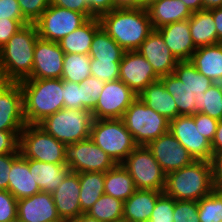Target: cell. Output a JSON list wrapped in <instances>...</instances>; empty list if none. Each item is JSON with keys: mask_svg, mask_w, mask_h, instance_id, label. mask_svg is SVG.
Instances as JSON below:
<instances>
[{"mask_svg": "<svg viewBox=\"0 0 222 222\" xmlns=\"http://www.w3.org/2000/svg\"><path fill=\"white\" fill-rule=\"evenodd\" d=\"M101 28L125 51H136L154 31L147 9H113L99 17Z\"/></svg>", "mask_w": 222, "mask_h": 222, "instance_id": "6da1fadb", "label": "cell"}, {"mask_svg": "<svg viewBox=\"0 0 222 222\" xmlns=\"http://www.w3.org/2000/svg\"><path fill=\"white\" fill-rule=\"evenodd\" d=\"M39 38L34 23L24 25L0 49V77L19 83L31 76L34 47Z\"/></svg>", "mask_w": 222, "mask_h": 222, "instance_id": "7a4b0ae2", "label": "cell"}, {"mask_svg": "<svg viewBox=\"0 0 222 222\" xmlns=\"http://www.w3.org/2000/svg\"><path fill=\"white\" fill-rule=\"evenodd\" d=\"M19 84L23 92V116L26 124L38 125L64 108L62 79H25Z\"/></svg>", "mask_w": 222, "mask_h": 222, "instance_id": "3957f363", "label": "cell"}, {"mask_svg": "<svg viewBox=\"0 0 222 222\" xmlns=\"http://www.w3.org/2000/svg\"><path fill=\"white\" fill-rule=\"evenodd\" d=\"M213 190L211 162L194 160L190 165L166 174L163 193L175 200L199 201Z\"/></svg>", "mask_w": 222, "mask_h": 222, "instance_id": "277c9868", "label": "cell"}, {"mask_svg": "<svg viewBox=\"0 0 222 222\" xmlns=\"http://www.w3.org/2000/svg\"><path fill=\"white\" fill-rule=\"evenodd\" d=\"M92 113L85 109L62 108L51 114L38 126L64 145L90 138Z\"/></svg>", "mask_w": 222, "mask_h": 222, "instance_id": "5b68a950", "label": "cell"}, {"mask_svg": "<svg viewBox=\"0 0 222 222\" xmlns=\"http://www.w3.org/2000/svg\"><path fill=\"white\" fill-rule=\"evenodd\" d=\"M90 138L116 164H122L138 146L122 119H93Z\"/></svg>", "mask_w": 222, "mask_h": 222, "instance_id": "8992f818", "label": "cell"}, {"mask_svg": "<svg viewBox=\"0 0 222 222\" xmlns=\"http://www.w3.org/2000/svg\"><path fill=\"white\" fill-rule=\"evenodd\" d=\"M122 120L138 146H147L169 131L170 121L148 107L139 97L124 112Z\"/></svg>", "mask_w": 222, "mask_h": 222, "instance_id": "52a82bcc", "label": "cell"}, {"mask_svg": "<svg viewBox=\"0 0 222 222\" xmlns=\"http://www.w3.org/2000/svg\"><path fill=\"white\" fill-rule=\"evenodd\" d=\"M18 148L25 159L65 164V145L38 125L26 124L19 135Z\"/></svg>", "mask_w": 222, "mask_h": 222, "instance_id": "ba28073f", "label": "cell"}, {"mask_svg": "<svg viewBox=\"0 0 222 222\" xmlns=\"http://www.w3.org/2000/svg\"><path fill=\"white\" fill-rule=\"evenodd\" d=\"M122 165L131 175L136 189L164 191L166 173L147 146H137Z\"/></svg>", "mask_w": 222, "mask_h": 222, "instance_id": "9c48e42d", "label": "cell"}, {"mask_svg": "<svg viewBox=\"0 0 222 222\" xmlns=\"http://www.w3.org/2000/svg\"><path fill=\"white\" fill-rule=\"evenodd\" d=\"M87 20L83 13L50 4L34 24L39 38L59 43Z\"/></svg>", "mask_w": 222, "mask_h": 222, "instance_id": "30bf717a", "label": "cell"}, {"mask_svg": "<svg viewBox=\"0 0 222 222\" xmlns=\"http://www.w3.org/2000/svg\"><path fill=\"white\" fill-rule=\"evenodd\" d=\"M65 164L72 172H106L116 165L91 138L65 145Z\"/></svg>", "mask_w": 222, "mask_h": 222, "instance_id": "8fae6325", "label": "cell"}, {"mask_svg": "<svg viewBox=\"0 0 222 222\" xmlns=\"http://www.w3.org/2000/svg\"><path fill=\"white\" fill-rule=\"evenodd\" d=\"M137 95L120 79L105 82L94 109L93 119H122Z\"/></svg>", "mask_w": 222, "mask_h": 222, "instance_id": "7c38bea8", "label": "cell"}, {"mask_svg": "<svg viewBox=\"0 0 222 222\" xmlns=\"http://www.w3.org/2000/svg\"><path fill=\"white\" fill-rule=\"evenodd\" d=\"M169 131L194 160L211 162L213 157L211 142L200 134L193 115H179L170 120Z\"/></svg>", "mask_w": 222, "mask_h": 222, "instance_id": "4fadbf2b", "label": "cell"}, {"mask_svg": "<svg viewBox=\"0 0 222 222\" xmlns=\"http://www.w3.org/2000/svg\"><path fill=\"white\" fill-rule=\"evenodd\" d=\"M119 79L137 96L160 79L148 61L136 50L125 51L120 62Z\"/></svg>", "mask_w": 222, "mask_h": 222, "instance_id": "5bb4252c", "label": "cell"}, {"mask_svg": "<svg viewBox=\"0 0 222 222\" xmlns=\"http://www.w3.org/2000/svg\"><path fill=\"white\" fill-rule=\"evenodd\" d=\"M64 55L58 42L38 38L34 47L33 70L28 79H61Z\"/></svg>", "mask_w": 222, "mask_h": 222, "instance_id": "9a60e30c", "label": "cell"}, {"mask_svg": "<svg viewBox=\"0 0 222 222\" xmlns=\"http://www.w3.org/2000/svg\"><path fill=\"white\" fill-rule=\"evenodd\" d=\"M147 148L166 174L190 165L194 161L170 131L152 140Z\"/></svg>", "mask_w": 222, "mask_h": 222, "instance_id": "2e32d148", "label": "cell"}, {"mask_svg": "<svg viewBox=\"0 0 222 222\" xmlns=\"http://www.w3.org/2000/svg\"><path fill=\"white\" fill-rule=\"evenodd\" d=\"M25 126L22 88L19 83L7 82L0 89V130L22 131Z\"/></svg>", "mask_w": 222, "mask_h": 222, "instance_id": "e0dca14e", "label": "cell"}, {"mask_svg": "<svg viewBox=\"0 0 222 222\" xmlns=\"http://www.w3.org/2000/svg\"><path fill=\"white\" fill-rule=\"evenodd\" d=\"M137 51L148 61L159 77L172 74L179 62L157 30L144 40Z\"/></svg>", "mask_w": 222, "mask_h": 222, "instance_id": "ac0fdd59", "label": "cell"}, {"mask_svg": "<svg viewBox=\"0 0 222 222\" xmlns=\"http://www.w3.org/2000/svg\"><path fill=\"white\" fill-rule=\"evenodd\" d=\"M60 218L51 193L38 192L18 200L17 222H48Z\"/></svg>", "mask_w": 222, "mask_h": 222, "instance_id": "d6986e66", "label": "cell"}, {"mask_svg": "<svg viewBox=\"0 0 222 222\" xmlns=\"http://www.w3.org/2000/svg\"><path fill=\"white\" fill-rule=\"evenodd\" d=\"M51 194L60 218L74 220L82 214L79 173L71 171Z\"/></svg>", "mask_w": 222, "mask_h": 222, "instance_id": "ffe728a7", "label": "cell"}, {"mask_svg": "<svg viewBox=\"0 0 222 222\" xmlns=\"http://www.w3.org/2000/svg\"><path fill=\"white\" fill-rule=\"evenodd\" d=\"M156 30L178 61H189L197 50L190 34L189 19L170 23Z\"/></svg>", "mask_w": 222, "mask_h": 222, "instance_id": "44dd1931", "label": "cell"}, {"mask_svg": "<svg viewBox=\"0 0 222 222\" xmlns=\"http://www.w3.org/2000/svg\"><path fill=\"white\" fill-rule=\"evenodd\" d=\"M8 176V191L17 200L31 197L41 191L29 171V159H25L21 154L12 162Z\"/></svg>", "mask_w": 222, "mask_h": 222, "instance_id": "7402d4cb", "label": "cell"}, {"mask_svg": "<svg viewBox=\"0 0 222 222\" xmlns=\"http://www.w3.org/2000/svg\"><path fill=\"white\" fill-rule=\"evenodd\" d=\"M161 191L137 189L123 202V220L128 222H148Z\"/></svg>", "mask_w": 222, "mask_h": 222, "instance_id": "603a6c76", "label": "cell"}, {"mask_svg": "<svg viewBox=\"0 0 222 222\" xmlns=\"http://www.w3.org/2000/svg\"><path fill=\"white\" fill-rule=\"evenodd\" d=\"M29 171L42 192L53 193L71 172V168L66 164H53L29 159Z\"/></svg>", "mask_w": 222, "mask_h": 222, "instance_id": "cb8c5ba5", "label": "cell"}, {"mask_svg": "<svg viewBox=\"0 0 222 222\" xmlns=\"http://www.w3.org/2000/svg\"><path fill=\"white\" fill-rule=\"evenodd\" d=\"M189 61L213 83H222V43L197 48Z\"/></svg>", "mask_w": 222, "mask_h": 222, "instance_id": "d4e9b609", "label": "cell"}, {"mask_svg": "<svg viewBox=\"0 0 222 222\" xmlns=\"http://www.w3.org/2000/svg\"><path fill=\"white\" fill-rule=\"evenodd\" d=\"M154 30L189 19L192 12L181 0H158L147 9Z\"/></svg>", "mask_w": 222, "mask_h": 222, "instance_id": "484cf974", "label": "cell"}, {"mask_svg": "<svg viewBox=\"0 0 222 222\" xmlns=\"http://www.w3.org/2000/svg\"><path fill=\"white\" fill-rule=\"evenodd\" d=\"M137 97L169 121L180 115L173 96L160 80L149 84Z\"/></svg>", "mask_w": 222, "mask_h": 222, "instance_id": "4316f807", "label": "cell"}, {"mask_svg": "<svg viewBox=\"0 0 222 222\" xmlns=\"http://www.w3.org/2000/svg\"><path fill=\"white\" fill-rule=\"evenodd\" d=\"M100 27L99 18H90L82 26L65 36L59 45L65 54L88 55L95 32Z\"/></svg>", "mask_w": 222, "mask_h": 222, "instance_id": "83f0119b", "label": "cell"}, {"mask_svg": "<svg viewBox=\"0 0 222 222\" xmlns=\"http://www.w3.org/2000/svg\"><path fill=\"white\" fill-rule=\"evenodd\" d=\"M192 41L196 48L219 44L216 24L209 10L194 12L189 18Z\"/></svg>", "mask_w": 222, "mask_h": 222, "instance_id": "f1b7e54d", "label": "cell"}, {"mask_svg": "<svg viewBox=\"0 0 222 222\" xmlns=\"http://www.w3.org/2000/svg\"><path fill=\"white\" fill-rule=\"evenodd\" d=\"M136 190L131 175L122 164L105 172L104 194L125 202Z\"/></svg>", "mask_w": 222, "mask_h": 222, "instance_id": "f546056e", "label": "cell"}, {"mask_svg": "<svg viewBox=\"0 0 222 222\" xmlns=\"http://www.w3.org/2000/svg\"><path fill=\"white\" fill-rule=\"evenodd\" d=\"M166 91L173 96L180 115L196 114V95L172 73L159 79Z\"/></svg>", "mask_w": 222, "mask_h": 222, "instance_id": "4dcf8cb0", "label": "cell"}, {"mask_svg": "<svg viewBox=\"0 0 222 222\" xmlns=\"http://www.w3.org/2000/svg\"><path fill=\"white\" fill-rule=\"evenodd\" d=\"M80 207L87 213L93 204L104 194V172H80Z\"/></svg>", "mask_w": 222, "mask_h": 222, "instance_id": "1f68e13d", "label": "cell"}, {"mask_svg": "<svg viewBox=\"0 0 222 222\" xmlns=\"http://www.w3.org/2000/svg\"><path fill=\"white\" fill-rule=\"evenodd\" d=\"M125 50L101 27L95 32L89 56L91 59L121 62Z\"/></svg>", "mask_w": 222, "mask_h": 222, "instance_id": "d6a6232c", "label": "cell"}, {"mask_svg": "<svg viewBox=\"0 0 222 222\" xmlns=\"http://www.w3.org/2000/svg\"><path fill=\"white\" fill-rule=\"evenodd\" d=\"M173 73L195 95L205 93L214 84L210 78L201 74L190 61H179Z\"/></svg>", "mask_w": 222, "mask_h": 222, "instance_id": "836d02e7", "label": "cell"}, {"mask_svg": "<svg viewBox=\"0 0 222 222\" xmlns=\"http://www.w3.org/2000/svg\"><path fill=\"white\" fill-rule=\"evenodd\" d=\"M91 58L84 54H65L61 79L68 82L82 83L91 75Z\"/></svg>", "mask_w": 222, "mask_h": 222, "instance_id": "e575fe53", "label": "cell"}, {"mask_svg": "<svg viewBox=\"0 0 222 222\" xmlns=\"http://www.w3.org/2000/svg\"><path fill=\"white\" fill-rule=\"evenodd\" d=\"M87 214L102 222L123 220V201L113 196L102 194L88 210Z\"/></svg>", "mask_w": 222, "mask_h": 222, "instance_id": "d590c367", "label": "cell"}, {"mask_svg": "<svg viewBox=\"0 0 222 222\" xmlns=\"http://www.w3.org/2000/svg\"><path fill=\"white\" fill-rule=\"evenodd\" d=\"M196 113L222 120V83H214L205 93L196 95Z\"/></svg>", "mask_w": 222, "mask_h": 222, "instance_id": "8d00e7d4", "label": "cell"}, {"mask_svg": "<svg viewBox=\"0 0 222 222\" xmlns=\"http://www.w3.org/2000/svg\"><path fill=\"white\" fill-rule=\"evenodd\" d=\"M200 222H222V191L213 190L198 201Z\"/></svg>", "mask_w": 222, "mask_h": 222, "instance_id": "74e56055", "label": "cell"}, {"mask_svg": "<svg viewBox=\"0 0 222 222\" xmlns=\"http://www.w3.org/2000/svg\"><path fill=\"white\" fill-rule=\"evenodd\" d=\"M64 108H77L86 110V93L82 83H74L63 80Z\"/></svg>", "mask_w": 222, "mask_h": 222, "instance_id": "f35d334b", "label": "cell"}, {"mask_svg": "<svg viewBox=\"0 0 222 222\" xmlns=\"http://www.w3.org/2000/svg\"><path fill=\"white\" fill-rule=\"evenodd\" d=\"M91 75L95 78L110 82L119 79L120 62L91 59Z\"/></svg>", "mask_w": 222, "mask_h": 222, "instance_id": "ab89813d", "label": "cell"}, {"mask_svg": "<svg viewBox=\"0 0 222 222\" xmlns=\"http://www.w3.org/2000/svg\"><path fill=\"white\" fill-rule=\"evenodd\" d=\"M173 222H200L198 201L175 200Z\"/></svg>", "mask_w": 222, "mask_h": 222, "instance_id": "60d3db41", "label": "cell"}, {"mask_svg": "<svg viewBox=\"0 0 222 222\" xmlns=\"http://www.w3.org/2000/svg\"><path fill=\"white\" fill-rule=\"evenodd\" d=\"M175 199L164 193L157 199L148 222H173Z\"/></svg>", "mask_w": 222, "mask_h": 222, "instance_id": "b9f144b4", "label": "cell"}, {"mask_svg": "<svg viewBox=\"0 0 222 222\" xmlns=\"http://www.w3.org/2000/svg\"><path fill=\"white\" fill-rule=\"evenodd\" d=\"M17 204L8 190H0V222H17Z\"/></svg>", "mask_w": 222, "mask_h": 222, "instance_id": "7bdbcfd3", "label": "cell"}, {"mask_svg": "<svg viewBox=\"0 0 222 222\" xmlns=\"http://www.w3.org/2000/svg\"><path fill=\"white\" fill-rule=\"evenodd\" d=\"M23 16L30 22L35 23L42 13L49 7L50 0H17Z\"/></svg>", "mask_w": 222, "mask_h": 222, "instance_id": "ee69618b", "label": "cell"}, {"mask_svg": "<svg viewBox=\"0 0 222 222\" xmlns=\"http://www.w3.org/2000/svg\"><path fill=\"white\" fill-rule=\"evenodd\" d=\"M104 84V81H101L92 75L82 82L86 93V110L91 112L94 109L98 97L104 88Z\"/></svg>", "mask_w": 222, "mask_h": 222, "instance_id": "f6af8a7d", "label": "cell"}, {"mask_svg": "<svg viewBox=\"0 0 222 222\" xmlns=\"http://www.w3.org/2000/svg\"><path fill=\"white\" fill-rule=\"evenodd\" d=\"M193 117L196 127L201 132L200 134L207 138L210 142H212L219 120L214 119L203 113L193 114Z\"/></svg>", "mask_w": 222, "mask_h": 222, "instance_id": "bcb514c9", "label": "cell"}, {"mask_svg": "<svg viewBox=\"0 0 222 222\" xmlns=\"http://www.w3.org/2000/svg\"><path fill=\"white\" fill-rule=\"evenodd\" d=\"M29 23L28 20H14L7 18L0 20V49L3 48L17 31Z\"/></svg>", "mask_w": 222, "mask_h": 222, "instance_id": "7dc6e473", "label": "cell"}, {"mask_svg": "<svg viewBox=\"0 0 222 222\" xmlns=\"http://www.w3.org/2000/svg\"><path fill=\"white\" fill-rule=\"evenodd\" d=\"M20 155L19 148L14 153L0 156V190H8L9 173L12 162Z\"/></svg>", "mask_w": 222, "mask_h": 222, "instance_id": "c3c4849f", "label": "cell"}, {"mask_svg": "<svg viewBox=\"0 0 222 222\" xmlns=\"http://www.w3.org/2000/svg\"><path fill=\"white\" fill-rule=\"evenodd\" d=\"M20 133L21 131L0 130V156L14 153L18 149Z\"/></svg>", "mask_w": 222, "mask_h": 222, "instance_id": "681fc988", "label": "cell"}, {"mask_svg": "<svg viewBox=\"0 0 222 222\" xmlns=\"http://www.w3.org/2000/svg\"><path fill=\"white\" fill-rule=\"evenodd\" d=\"M5 18L27 20L23 16L17 0H0V20Z\"/></svg>", "mask_w": 222, "mask_h": 222, "instance_id": "f907efd6", "label": "cell"}, {"mask_svg": "<svg viewBox=\"0 0 222 222\" xmlns=\"http://www.w3.org/2000/svg\"><path fill=\"white\" fill-rule=\"evenodd\" d=\"M50 4L83 13L90 19V10L87 0H50Z\"/></svg>", "mask_w": 222, "mask_h": 222, "instance_id": "816d5d0a", "label": "cell"}, {"mask_svg": "<svg viewBox=\"0 0 222 222\" xmlns=\"http://www.w3.org/2000/svg\"><path fill=\"white\" fill-rule=\"evenodd\" d=\"M90 18H99L101 15L114 9V0H87Z\"/></svg>", "mask_w": 222, "mask_h": 222, "instance_id": "f5cc1de1", "label": "cell"}, {"mask_svg": "<svg viewBox=\"0 0 222 222\" xmlns=\"http://www.w3.org/2000/svg\"><path fill=\"white\" fill-rule=\"evenodd\" d=\"M211 164L214 190L222 191V151L213 154Z\"/></svg>", "mask_w": 222, "mask_h": 222, "instance_id": "db71d44e", "label": "cell"}, {"mask_svg": "<svg viewBox=\"0 0 222 222\" xmlns=\"http://www.w3.org/2000/svg\"><path fill=\"white\" fill-rule=\"evenodd\" d=\"M212 13L213 20L216 24L217 38L222 43V7L209 10Z\"/></svg>", "mask_w": 222, "mask_h": 222, "instance_id": "11a10c76", "label": "cell"}, {"mask_svg": "<svg viewBox=\"0 0 222 222\" xmlns=\"http://www.w3.org/2000/svg\"><path fill=\"white\" fill-rule=\"evenodd\" d=\"M211 145H212V154L222 151V120H220L218 123Z\"/></svg>", "mask_w": 222, "mask_h": 222, "instance_id": "9f6ffc18", "label": "cell"}, {"mask_svg": "<svg viewBox=\"0 0 222 222\" xmlns=\"http://www.w3.org/2000/svg\"><path fill=\"white\" fill-rule=\"evenodd\" d=\"M140 0H114V9H138Z\"/></svg>", "mask_w": 222, "mask_h": 222, "instance_id": "6f0895ef", "label": "cell"}, {"mask_svg": "<svg viewBox=\"0 0 222 222\" xmlns=\"http://www.w3.org/2000/svg\"><path fill=\"white\" fill-rule=\"evenodd\" d=\"M194 13L204 10V0H181Z\"/></svg>", "mask_w": 222, "mask_h": 222, "instance_id": "680465c9", "label": "cell"}, {"mask_svg": "<svg viewBox=\"0 0 222 222\" xmlns=\"http://www.w3.org/2000/svg\"><path fill=\"white\" fill-rule=\"evenodd\" d=\"M222 7V0H204V10Z\"/></svg>", "mask_w": 222, "mask_h": 222, "instance_id": "91938a15", "label": "cell"}, {"mask_svg": "<svg viewBox=\"0 0 222 222\" xmlns=\"http://www.w3.org/2000/svg\"><path fill=\"white\" fill-rule=\"evenodd\" d=\"M71 222H102L98 219L89 216L87 213H82L78 218L71 220Z\"/></svg>", "mask_w": 222, "mask_h": 222, "instance_id": "94428289", "label": "cell"}, {"mask_svg": "<svg viewBox=\"0 0 222 222\" xmlns=\"http://www.w3.org/2000/svg\"><path fill=\"white\" fill-rule=\"evenodd\" d=\"M158 0H140V8L148 9L152 4L156 3Z\"/></svg>", "mask_w": 222, "mask_h": 222, "instance_id": "6125c7cd", "label": "cell"}, {"mask_svg": "<svg viewBox=\"0 0 222 222\" xmlns=\"http://www.w3.org/2000/svg\"><path fill=\"white\" fill-rule=\"evenodd\" d=\"M48 222H71V220H67V219H64V218H58L56 220L48 221Z\"/></svg>", "mask_w": 222, "mask_h": 222, "instance_id": "be15d7a7", "label": "cell"}, {"mask_svg": "<svg viewBox=\"0 0 222 222\" xmlns=\"http://www.w3.org/2000/svg\"><path fill=\"white\" fill-rule=\"evenodd\" d=\"M6 83H7V82L0 77V89H1Z\"/></svg>", "mask_w": 222, "mask_h": 222, "instance_id": "e7e4bbea", "label": "cell"}, {"mask_svg": "<svg viewBox=\"0 0 222 222\" xmlns=\"http://www.w3.org/2000/svg\"><path fill=\"white\" fill-rule=\"evenodd\" d=\"M116 222H128V221H126V220H120V221H116Z\"/></svg>", "mask_w": 222, "mask_h": 222, "instance_id": "03108f58", "label": "cell"}]
</instances>
